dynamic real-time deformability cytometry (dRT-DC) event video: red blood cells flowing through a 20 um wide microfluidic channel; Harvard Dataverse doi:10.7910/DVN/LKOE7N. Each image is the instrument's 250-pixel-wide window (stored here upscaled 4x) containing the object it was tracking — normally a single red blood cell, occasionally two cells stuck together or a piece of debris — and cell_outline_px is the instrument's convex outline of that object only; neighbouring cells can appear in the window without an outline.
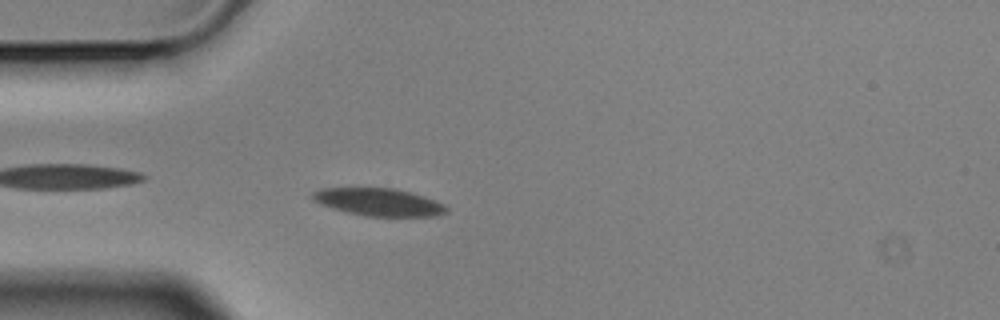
{"species": "Egyptian fruit bat (a non-hibernating species)", "species_latin": "Rousettus aegyptiacus", "temperature_condition": "cold", "stored_images_in_passage": 3, "camera_frame_rate_fps": 3000, "um_per_image_px": 0.085, "animal": {"sex": "male"}, "frame": {"image": 1, "passage_image": 3, "time_ms": 0.667, "image_size_px": [1000, 320], "cell_outline_px": [[448, 212], [440, 216], [364, 216], [332, 208], [320, 204], [312, 200], [312, 192], [320, 188], [396, 188], [424, 196], [436, 200], [444, 204], [448, 208]], "centroid_in_image_um": [32.22, 17.17], "position_along_channel_um": 52.8, "area_um2": 21.68}}